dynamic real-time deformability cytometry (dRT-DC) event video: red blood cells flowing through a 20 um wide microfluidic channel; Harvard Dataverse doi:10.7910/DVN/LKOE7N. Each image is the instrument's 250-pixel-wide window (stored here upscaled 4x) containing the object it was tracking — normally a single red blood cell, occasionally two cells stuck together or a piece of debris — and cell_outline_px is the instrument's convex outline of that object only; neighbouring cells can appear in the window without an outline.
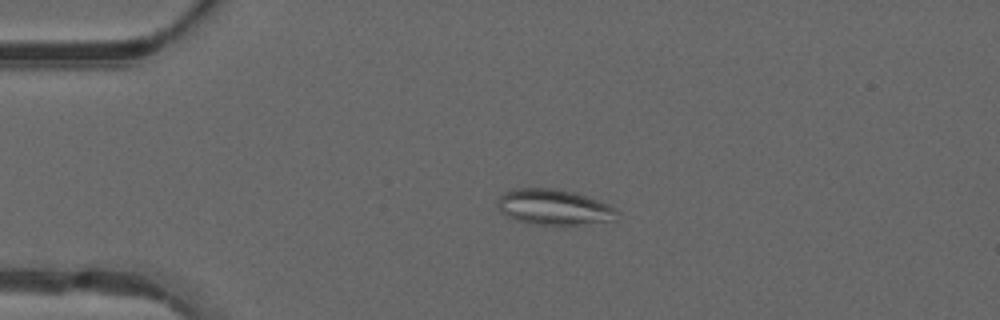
{"species": "common noctule bat (a hibernating species)", "species_latin": "Nyctalus noctula", "temperature_condition": "warm", "stored_images_in_passage": 49, "camera_frame_rate_fps": 3000, "um_per_image_px": 0.085, "animal": {"sex": "male", "forearm_length_mm": 52.5}, "frame": {"image": 1, "passage_image": 11, "time_ms": 3.333, "image_size_px": [1000, 320], "cell_outline_px": [[620, 212], [608, 220], [564, 228], [556, 228], [532, 224], [516, 220], [500, 212], [496, 204], [500, 196], [504, 192], [512, 188], [556, 188], [576, 192], [608, 204], [616, 208]], "centroid_in_image_um": [47.05, 17.63], "position_along_channel_um": 38.0, "area_um2": 25.61}}
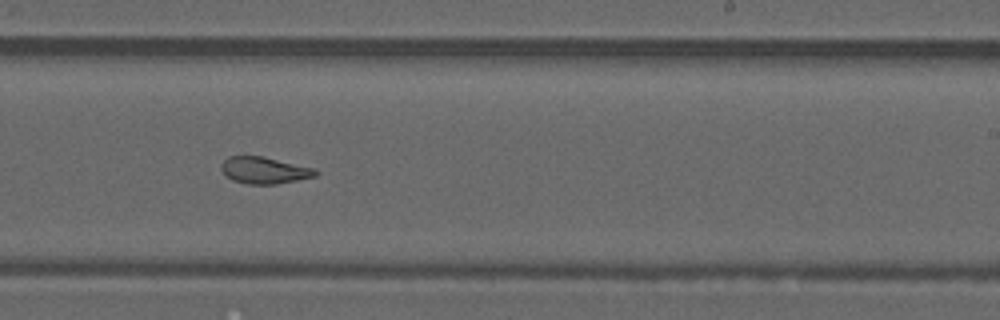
{"frame": {"image": 2, "passage_image": 30, "time_ms": 9.667, "image_size_px": [1000, 320], "cell_outline_px": [[320, 172], [316, 176], [276, 184], [248, 184], [232, 180], [220, 168], [220, 164], [228, 156], [264, 156], [316, 168]], "centroid_in_image_um": [22.5, 14.46], "position_along_channel_um": 266.5, "area_um2": 14.8}}
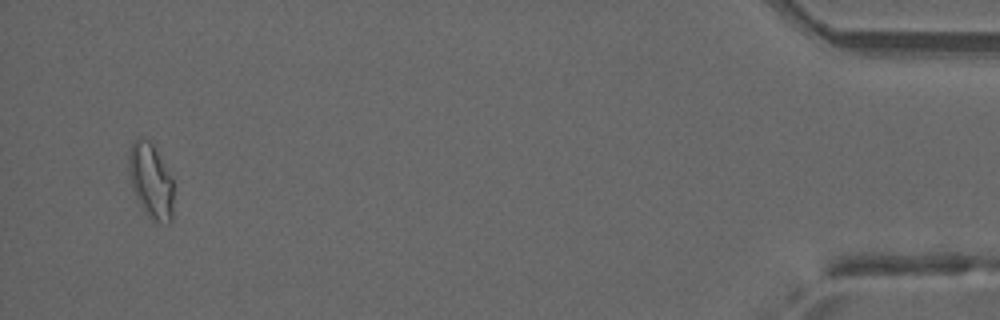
{"frame": {"image": 3, "passage_image": 47, "time_ms": 15.333, "image_size_px": [1000, 320], "cell_outline_px": [[172, 220], [168, 224], [160, 224], [148, 216], [140, 204], [132, 188], [128, 176], [128, 152], [132, 144], [140, 136], [144, 136], [152, 144], [172, 176]], "centroid_in_image_um": [12.8, 15.36], "position_along_channel_um": 422.4, "area_um2": 19.65}, "authors_computed_cell_mechanics": {"area_um2": 17.2822, "velocity_mm_per_s": 4.1747, "shape_relaxation_time_tau1_ms": null, "shape_relaxation_time_tau2_ms": 1.0821, "deformation_change_tau1": null, "deformation_change_tau2": 0.08}}